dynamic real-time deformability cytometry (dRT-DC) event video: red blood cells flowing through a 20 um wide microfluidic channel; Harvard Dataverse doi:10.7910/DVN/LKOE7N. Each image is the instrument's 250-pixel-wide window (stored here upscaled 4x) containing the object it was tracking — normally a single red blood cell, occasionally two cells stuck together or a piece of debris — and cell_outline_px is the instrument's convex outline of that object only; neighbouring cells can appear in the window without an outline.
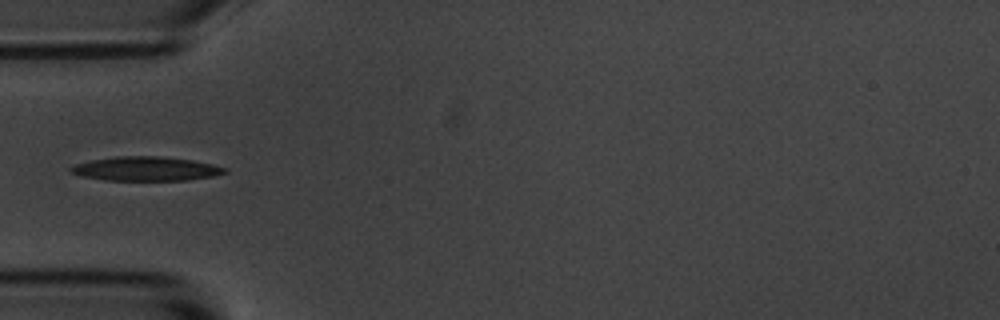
{"species": "common noctule bat (a hibernating species)", "species_latin": "Nyctalus noctula", "temperature_condition": "room temperature", "stored_images_in_passage": 5, "camera_frame_rate_fps": 3000, "um_per_image_px": 0.085, "animal": {"sex": "male", "body_mass_g": 20.1, "forearm_length_mm": 53.5}, "frame": {"image": 1, "passage_image": 4, "time_ms": 3.667, "image_size_px": [1000, 320], "cell_outline_px": [[228, 172], [212, 176], [188, 180], [104, 180], [80, 176], [68, 172], [68, 168], [72, 164], [92, 160], [116, 156], [156, 156], [192, 160], [212, 164], [228, 168]], "centroid_in_image_um": [12.34, 14.34], "position_along_channel_um": 72.7, "area_um2": 21.79}}